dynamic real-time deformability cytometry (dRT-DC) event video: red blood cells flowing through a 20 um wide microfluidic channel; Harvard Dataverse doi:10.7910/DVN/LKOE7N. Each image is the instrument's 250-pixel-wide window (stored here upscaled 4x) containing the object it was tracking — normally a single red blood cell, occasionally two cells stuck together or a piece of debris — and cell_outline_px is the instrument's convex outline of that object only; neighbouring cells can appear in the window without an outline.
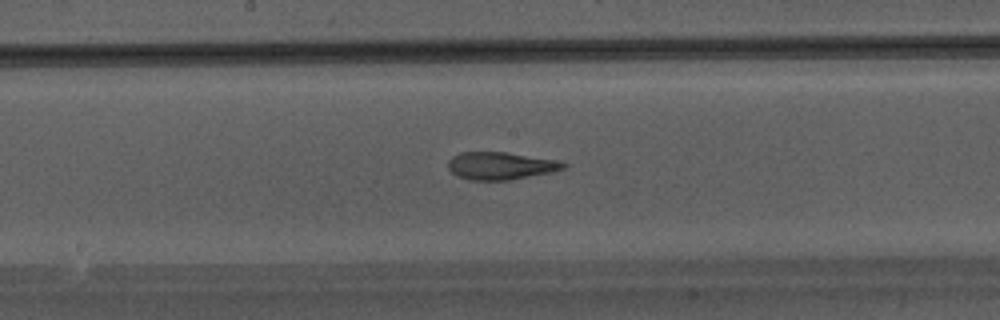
{"species": "Egyptian fruit bat (a non-hibernating species)", "species_latin": "Rousettus aegyptiacus", "temperature_condition": "warm", "stored_images_in_passage": 32, "camera_frame_rate_fps": 3000, "um_per_image_px": 0.085, "animal": {"sex": "male"}, "frame": {"image": 1, "passage_image": 14, "time_ms": 4.333, "image_size_px": [1000, 320], "cell_outline_px": [[568, 168], [552, 172], [512, 180], [468, 180], [456, 176], [448, 168], [448, 160], [452, 156], [460, 152], [504, 152], [556, 160], [568, 164]], "centroid_in_image_um": [42.55, 14.1], "position_along_channel_um": 205.7, "area_um2": 18.67}}